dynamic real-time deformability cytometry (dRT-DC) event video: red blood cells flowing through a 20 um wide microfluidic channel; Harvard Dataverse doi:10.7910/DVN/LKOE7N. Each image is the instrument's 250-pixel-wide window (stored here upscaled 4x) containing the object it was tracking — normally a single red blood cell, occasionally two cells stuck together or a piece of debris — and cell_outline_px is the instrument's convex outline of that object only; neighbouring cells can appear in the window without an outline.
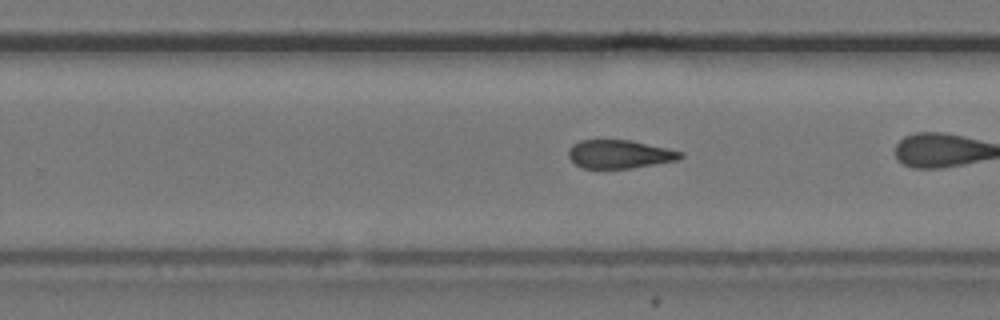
{"species": "common noctule bat (a hibernating species)", "species_latin": "Nyctalus noctula", "temperature_condition": "cold", "stored_images_in_passage": 28, "camera_frame_rate_fps": 3000, "um_per_image_px": 0.085, "animal": {"sex": "female", "body_mass_g": 24.6, "forearm_length_mm": 56.2}, "frame": {"image": 1, "passage_image": 20, "time_ms": 6.333, "image_size_px": [1000, 320], "cell_outline_px": [[684, 156], [680, 160], [632, 168], [584, 168], [576, 164], [568, 156], [568, 148], [572, 144], [580, 140], [632, 140], [668, 148], [684, 152]], "centroid_in_image_um": [52.7, 13.1], "position_along_channel_um": 277.1, "area_um2": 18.73}}